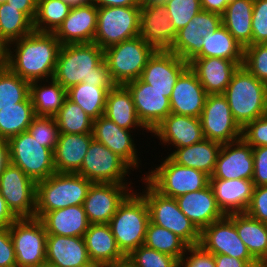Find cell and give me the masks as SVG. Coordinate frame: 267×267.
I'll list each match as a JSON object with an SVG mask.
<instances>
[{
	"mask_svg": "<svg viewBox=\"0 0 267 267\" xmlns=\"http://www.w3.org/2000/svg\"><path fill=\"white\" fill-rule=\"evenodd\" d=\"M202 39L201 51L194 58L217 57L243 61V46L234 39L223 24Z\"/></svg>",
	"mask_w": 267,
	"mask_h": 267,
	"instance_id": "cell-38",
	"label": "cell"
},
{
	"mask_svg": "<svg viewBox=\"0 0 267 267\" xmlns=\"http://www.w3.org/2000/svg\"><path fill=\"white\" fill-rule=\"evenodd\" d=\"M30 96V82L16 75L7 65L0 63L1 107L17 106Z\"/></svg>",
	"mask_w": 267,
	"mask_h": 267,
	"instance_id": "cell-44",
	"label": "cell"
},
{
	"mask_svg": "<svg viewBox=\"0 0 267 267\" xmlns=\"http://www.w3.org/2000/svg\"><path fill=\"white\" fill-rule=\"evenodd\" d=\"M216 267H256V260H241L225 254L214 255Z\"/></svg>",
	"mask_w": 267,
	"mask_h": 267,
	"instance_id": "cell-56",
	"label": "cell"
},
{
	"mask_svg": "<svg viewBox=\"0 0 267 267\" xmlns=\"http://www.w3.org/2000/svg\"><path fill=\"white\" fill-rule=\"evenodd\" d=\"M10 163L20 167L35 183L47 179L56 172L53 150L43 147L28 131L8 140Z\"/></svg>",
	"mask_w": 267,
	"mask_h": 267,
	"instance_id": "cell-10",
	"label": "cell"
},
{
	"mask_svg": "<svg viewBox=\"0 0 267 267\" xmlns=\"http://www.w3.org/2000/svg\"><path fill=\"white\" fill-rule=\"evenodd\" d=\"M30 98L35 115L54 117L67 98V90L54 79L33 81L30 82Z\"/></svg>",
	"mask_w": 267,
	"mask_h": 267,
	"instance_id": "cell-36",
	"label": "cell"
},
{
	"mask_svg": "<svg viewBox=\"0 0 267 267\" xmlns=\"http://www.w3.org/2000/svg\"><path fill=\"white\" fill-rule=\"evenodd\" d=\"M206 251L241 260H255L240 239L235 227V213L225 215L201 231L199 243Z\"/></svg>",
	"mask_w": 267,
	"mask_h": 267,
	"instance_id": "cell-15",
	"label": "cell"
},
{
	"mask_svg": "<svg viewBox=\"0 0 267 267\" xmlns=\"http://www.w3.org/2000/svg\"><path fill=\"white\" fill-rule=\"evenodd\" d=\"M253 149V184L254 186L267 185V146Z\"/></svg>",
	"mask_w": 267,
	"mask_h": 267,
	"instance_id": "cell-54",
	"label": "cell"
},
{
	"mask_svg": "<svg viewBox=\"0 0 267 267\" xmlns=\"http://www.w3.org/2000/svg\"><path fill=\"white\" fill-rule=\"evenodd\" d=\"M17 219L0 194V229L10 227Z\"/></svg>",
	"mask_w": 267,
	"mask_h": 267,
	"instance_id": "cell-58",
	"label": "cell"
},
{
	"mask_svg": "<svg viewBox=\"0 0 267 267\" xmlns=\"http://www.w3.org/2000/svg\"><path fill=\"white\" fill-rule=\"evenodd\" d=\"M210 178L252 179L253 149L242 138L222 144Z\"/></svg>",
	"mask_w": 267,
	"mask_h": 267,
	"instance_id": "cell-22",
	"label": "cell"
},
{
	"mask_svg": "<svg viewBox=\"0 0 267 267\" xmlns=\"http://www.w3.org/2000/svg\"><path fill=\"white\" fill-rule=\"evenodd\" d=\"M202 10L222 15L228 5L227 0H200Z\"/></svg>",
	"mask_w": 267,
	"mask_h": 267,
	"instance_id": "cell-59",
	"label": "cell"
},
{
	"mask_svg": "<svg viewBox=\"0 0 267 267\" xmlns=\"http://www.w3.org/2000/svg\"><path fill=\"white\" fill-rule=\"evenodd\" d=\"M242 63L243 61L217 57L193 58L189 62V67L196 73L207 94L211 95L224 93L233 74Z\"/></svg>",
	"mask_w": 267,
	"mask_h": 267,
	"instance_id": "cell-27",
	"label": "cell"
},
{
	"mask_svg": "<svg viewBox=\"0 0 267 267\" xmlns=\"http://www.w3.org/2000/svg\"><path fill=\"white\" fill-rule=\"evenodd\" d=\"M98 7L89 5L71 8L69 15L53 33L61 45L93 43L97 29Z\"/></svg>",
	"mask_w": 267,
	"mask_h": 267,
	"instance_id": "cell-25",
	"label": "cell"
},
{
	"mask_svg": "<svg viewBox=\"0 0 267 267\" xmlns=\"http://www.w3.org/2000/svg\"><path fill=\"white\" fill-rule=\"evenodd\" d=\"M108 91L107 87H98L82 82L67 90V98L79 105L94 120L105 113Z\"/></svg>",
	"mask_w": 267,
	"mask_h": 267,
	"instance_id": "cell-40",
	"label": "cell"
},
{
	"mask_svg": "<svg viewBox=\"0 0 267 267\" xmlns=\"http://www.w3.org/2000/svg\"><path fill=\"white\" fill-rule=\"evenodd\" d=\"M142 179L146 186L140 194L148 205L150 221L173 232L188 246L198 245L201 231L180 210L175 198L160 194L143 177Z\"/></svg>",
	"mask_w": 267,
	"mask_h": 267,
	"instance_id": "cell-6",
	"label": "cell"
},
{
	"mask_svg": "<svg viewBox=\"0 0 267 267\" xmlns=\"http://www.w3.org/2000/svg\"><path fill=\"white\" fill-rule=\"evenodd\" d=\"M165 1L167 0H141V3L144 4V3H164Z\"/></svg>",
	"mask_w": 267,
	"mask_h": 267,
	"instance_id": "cell-64",
	"label": "cell"
},
{
	"mask_svg": "<svg viewBox=\"0 0 267 267\" xmlns=\"http://www.w3.org/2000/svg\"><path fill=\"white\" fill-rule=\"evenodd\" d=\"M256 267H267V259L258 262V264L256 265Z\"/></svg>",
	"mask_w": 267,
	"mask_h": 267,
	"instance_id": "cell-65",
	"label": "cell"
},
{
	"mask_svg": "<svg viewBox=\"0 0 267 267\" xmlns=\"http://www.w3.org/2000/svg\"><path fill=\"white\" fill-rule=\"evenodd\" d=\"M27 131L34 139L43 143V147L54 151L60 134L55 117L36 115Z\"/></svg>",
	"mask_w": 267,
	"mask_h": 267,
	"instance_id": "cell-49",
	"label": "cell"
},
{
	"mask_svg": "<svg viewBox=\"0 0 267 267\" xmlns=\"http://www.w3.org/2000/svg\"><path fill=\"white\" fill-rule=\"evenodd\" d=\"M48 235L83 237L90 225L83 205L35 213Z\"/></svg>",
	"mask_w": 267,
	"mask_h": 267,
	"instance_id": "cell-31",
	"label": "cell"
},
{
	"mask_svg": "<svg viewBox=\"0 0 267 267\" xmlns=\"http://www.w3.org/2000/svg\"><path fill=\"white\" fill-rule=\"evenodd\" d=\"M71 7L63 0H38L33 29L36 32L54 33L69 15Z\"/></svg>",
	"mask_w": 267,
	"mask_h": 267,
	"instance_id": "cell-42",
	"label": "cell"
},
{
	"mask_svg": "<svg viewBox=\"0 0 267 267\" xmlns=\"http://www.w3.org/2000/svg\"><path fill=\"white\" fill-rule=\"evenodd\" d=\"M245 213L267 224V185L254 186L251 202Z\"/></svg>",
	"mask_w": 267,
	"mask_h": 267,
	"instance_id": "cell-53",
	"label": "cell"
},
{
	"mask_svg": "<svg viewBox=\"0 0 267 267\" xmlns=\"http://www.w3.org/2000/svg\"><path fill=\"white\" fill-rule=\"evenodd\" d=\"M209 185L217 205L225 215L246 212L254 189L252 179L210 178Z\"/></svg>",
	"mask_w": 267,
	"mask_h": 267,
	"instance_id": "cell-30",
	"label": "cell"
},
{
	"mask_svg": "<svg viewBox=\"0 0 267 267\" xmlns=\"http://www.w3.org/2000/svg\"><path fill=\"white\" fill-rule=\"evenodd\" d=\"M132 130L119 127L106 116L93 120V139L108 147L113 153L122 158L134 171L141 165L137 146L134 143ZM140 164V165H139ZM137 167V168H136Z\"/></svg>",
	"mask_w": 267,
	"mask_h": 267,
	"instance_id": "cell-21",
	"label": "cell"
},
{
	"mask_svg": "<svg viewBox=\"0 0 267 267\" xmlns=\"http://www.w3.org/2000/svg\"><path fill=\"white\" fill-rule=\"evenodd\" d=\"M71 8L85 6L93 3V0H63Z\"/></svg>",
	"mask_w": 267,
	"mask_h": 267,
	"instance_id": "cell-62",
	"label": "cell"
},
{
	"mask_svg": "<svg viewBox=\"0 0 267 267\" xmlns=\"http://www.w3.org/2000/svg\"><path fill=\"white\" fill-rule=\"evenodd\" d=\"M189 62L169 50H156L149 58L140 79L152 88L167 93L170 99L174 85Z\"/></svg>",
	"mask_w": 267,
	"mask_h": 267,
	"instance_id": "cell-20",
	"label": "cell"
},
{
	"mask_svg": "<svg viewBox=\"0 0 267 267\" xmlns=\"http://www.w3.org/2000/svg\"><path fill=\"white\" fill-rule=\"evenodd\" d=\"M179 267H216L214 254L206 251L200 244L188 246L179 259Z\"/></svg>",
	"mask_w": 267,
	"mask_h": 267,
	"instance_id": "cell-52",
	"label": "cell"
},
{
	"mask_svg": "<svg viewBox=\"0 0 267 267\" xmlns=\"http://www.w3.org/2000/svg\"><path fill=\"white\" fill-rule=\"evenodd\" d=\"M0 194L18 218H35L36 183L10 163L0 175Z\"/></svg>",
	"mask_w": 267,
	"mask_h": 267,
	"instance_id": "cell-13",
	"label": "cell"
},
{
	"mask_svg": "<svg viewBox=\"0 0 267 267\" xmlns=\"http://www.w3.org/2000/svg\"><path fill=\"white\" fill-rule=\"evenodd\" d=\"M252 45L267 43V0H254Z\"/></svg>",
	"mask_w": 267,
	"mask_h": 267,
	"instance_id": "cell-50",
	"label": "cell"
},
{
	"mask_svg": "<svg viewBox=\"0 0 267 267\" xmlns=\"http://www.w3.org/2000/svg\"><path fill=\"white\" fill-rule=\"evenodd\" d=\"M54 117L60 134H92L93 119L68 98Z\"/></svg>",
	"mask_w": 267,
	"mask_h": 267,
	"instance_id": "cell-43",
	"label": "cell"
},
{
	"mask_svg": "<svg viewBox=\"0 0 267 267\" xmlns=\"http://www.w3.org/2000/svg\"><path fill=\"white\" fill-rule=\"evenodd\" d=\"M46 265L51 267H95L83 237L47 235Z\"/></svg>",
	"mask_w": 267,
	"mask_h": 267,
	"instance_id": "cell-28",
	"label": "cell"
},
{
	"mask_svg": "<svg viewBox=\"0 0 267 267\" xmlns=\"http://www.w3.org/2000/svg\"><path fill=\"white\" fill-rule=\"evenodd\" d=\"M254 0L230 1L222 16V24L245 48L252 45V14Z\"/></svg>",
	"mask_w": 267,
	"mask_h": 267,
	"instance_id": "cell-35",
	"label": "cell"
},
{
	"mask_svg": "<svg viewBox=\"0 0 267 267\" xmlns=\"http://www.w3.org/2000/svg\"><path fill=\"white\" fill-rule=\"evenodd\" d=\"M199 119L206 139L221 144L241 139L242 128L234 120L229 104L223 94L207 96Z\"/></svg>",
	"mask_w": 267,
	"mask_h": 267,
	"instance_id": "cell-14",
	"label": "cell"
},
{
	"mask_svg": "<svg viewBox=\"0 0 267 267\" xmlns=\"http://www.w3.org/2000/svg\"><path fill=\"white\" fill-rule=\"evenodd\" d=\"M131 186V182L129 184L92 183L83 202L89 223L108 224L120 204L133 191Z\"/></svg>",
	"mask_w": 267,
	"mask_h": 267,
	"instance_id": "cell-16",
	"label": "cell"
},
{
	"mask_svg": "<svg viewBox=\"0 0 267 267\" xmlns=\"http://www.w3.org/2000/svg\"><path fill=\"white\" fill-rule=\"evenodd\" d=\"M139 36L155 50L171 49L177 31L163 3L141 4Z\"/></svg>",
	"mask_w": 267,
	"mask_h": 267,
	"instance_id": "cell-19",
	"label": "cell"
},
{
	"mask_svg": "<svg viewBox=\"0 0 267 267\" xmlns=\"http://www.w3.org/2000/svg\"><path fill=\"white\" fill-rule=\"evenodd\" d=\"M34 31L33 22L8 2L0 4V40L5 46Z\"/></svg>",
	"mask_w": 267,
	"mask_h": 267,
	"instance_id": "cell-41",
	"label": "cell"
},
{
	"mask_svg": "<svg viewBox=\"0 0 267 267\" xmlns=\"http://www.w3.org/2000/svg\"><path fill=\"white\" fill-rule=\"evenodd\" d=\"M5 56H6V46L0 40V63L4 62Z\"/></svg>",
	"mask_w": 267,
	"mask_h": 267,
	"instance_id": "cell-63",
	"label": "cell"
},
{
	"mask_svg": "<svg viewBox=\"0 0 267 267\" xmlns=\"http://www.w3.org/2000/svg\"><path fill=\"white\" fill-rule=\"evenodd\" d=\"M237 233L252 257L260 262L267 259V224L246 213H235Z\"/></svg>",
	"mask_w": 267,
	"mask_h": 267,
	"instance_id": "cell-37",
	"label": "cell"
},
{
	"mask_svg": "<svg viewBox=\"0 0 267 267\" xmlns=\"http://www.w3.org/2000/svg\"><path fill=\"white\" fill-rule=\"evenodd\" d=\"M161 160L160 165L143 177L160 194L176 198L209 185L210 176L203 171L179 165L169 156Z\"/></svg>",
	"mask_w": 267,
	"mask_h": 267,
	"instance_id": "cell-7",
	"label": "cell"
},
{
	"mask_svg": "<svg viewBox=\"0 0 267 267\" xmlns=\"http://www.w3.org/2000/svg\"><path fill=\"white\" fill-rule=\"evenodd\" d=\"M8 0H0V4L7 2Z\"/></svg>",
	"mask_w": 267,
	"mask_h": 267,
	"instance_id": "cell-66",
	"label": "cell"
},
{
	"mask_svg": "<svg viewBox=\"0 0 267 267\" xmlns=\"http://www.w3.org/2000/svg\"><path fill=\"white\" fill-rule=\"evenodd\" d=\"M149 222L148 205L133 189L108 223L117 247L125 257L144 244Z\"/></svg>",
	"mask_w": 267,
	"mask_h": 267,
	"instance_id": "cell-4",
	"label": "cell"
},
{
	"mask_svg": "<svg viewBox=\"0 0 267 267\" xmlns=\"http://www.w3.org/2000/svg\"><path fill=\"white\" fill-rule=\"evenodd\" d=\"M60 47L53 33L33 31L6 46L3 63L28 82L46 81L53 79Z\"/></svg>",
	"mask_w": 267,
	"mask_h": 267,
	"instance_id": "cell-1",
	"label": "cell"
},
{
	"mask_svg": "<svg viewBox=\"0 0 267 267\" xmlns=\"http://www.w3.org/2000/svg\"><path fill=\"white\" fill-rule=\"evenodd\" d=\"M35 116L30 96L25 101L17 103V106L1 107L0 139L8 140L27 131Z\"/></svg>",
	"mask_w": 267,
	"mask_h": 267,
	"instance_id": "cell-39",
	"label": "cell"
},
{
	"mask_svg": "<svg viewBox=\"0 0 267 267\" xmlns=\"http://www.w3.org/2000/svg\"><path fill=\"white\" fill-rule=\"evenodd\" d=\"M10 164L9 144L5 139H0V175Z\"/></svg>",
	"mask_w": 267,
	"mask_h": 267,
	"instance_id": "cell-61",
	"label": "cell"
},
{
	"mask_svg": "<svg viewBox=\"0 0 267 267\" xmlns=\"http://www.w3.org/2000/svg\"><path fill=\"white\" fill-rule=\"evenodd\" d=\"M141 6L98 7L93 43L101 49L139 36Z\"/></svg>",
	"mask_w": 267,
	"mask_h": 267,
	"instance_id": "cell-9",
	"label": "cell"
},
{
	"mask_svg": "<svg viewBox=\"0 0 267 267\" xmlns=\"http://www.w3.org/2000/svg\"><path fill=\"white\" fill-rule=\"evenodd\" d=\"M163 4L177 32L202 10L200 0H167Z\"/></svg>",
	"mask_w": 267,
	"mask_h": 267,
	"instance_id": "cell-47",
	"label": "cell"
},
{
	"mask_svg": "<svg viewBox=\"0 0 267 267\" xmlns=\"http://www.w3.org/2000/svg\"><path fill=\"white\" fill-rule=\"evenodd\" d=\"M126 267H179V260L141 245L126 257Z\"/></svg>",
	"mask_w": 267,
	"mask_h": 267,
	"instance_id": "cell-46",
	"label": "cell"
},
{
	"mask_svg": "<svg viewBox=\"0 0 267 267\" xmlns=\"http://www.w3.org/2000/svg\"><path fill=\"white\" fill-rule=\"evenodd\" d=\"M222 25V16L201 10L188 24L177 32L175 42L169 51L190 62L203 46V37Z\"/></svg>",
	"mask_w": 267,
	"mask_h": 267,
	"instance_id": "cell-18",
	"label": "cell"
},
{
	"mask_svg": "<svg viewBox=\"0 0 267 267\" xmlns=\"http://www.w3.org/2000/svg\"><path fill=\"white\" fill-rule=\"evenodd\" d=\"M155 51L137 36L104 49V60L116 85H125L140 78Z\"/></svg>",
	"mask_w": 267,
	"mask_h": 267,
	"instance_id": "cell-8",
	"label": "cell"
},
{
	"mask_svg": "<svg viewBox=\"0 0 267 267\" xmlns=\"http://www.w3.org/2000/svg\"><path fill=\"white\" fill-rule=\"evenodd\" d=\"M38 0H8L7 2L22 11L32 22L36 15Z\"/></svg>",
	"mask_w": 267,
	"mask_h": 267,
	"instance_id": "cell-57",
	"label": "cell"
},
{
	"mask_svg": "<svg viewBox=\"0 0 267 267\" xmlns=\"http://www.w3.org/2000/svg\"><path fill=\"white\" fill-rule=\"evenodd\" d=\"M131 170L132 168L122 158L93 139L81 168L76 173L92 183L128 184L125 176L129 177L128 173Z\"/></svg>",
	"mask_w": 267,
	"mask_h": 267,
	"instance_id": "cell-12",
	"label": "cell"
},
{
	"mask_svg": "<svg viewBox=\"0 0 267 267\" xmlns=\"http://www.w3.org/2000/svg\"><path fill=\"white\" fill-rule=\"evenodd\" d=\"M130 91L138 119L152 133L154 129L171 113L170 99L167 93L152 88L140 78L125 84Z\"/></svg>",
	"mask_w": 267,
	"mask_h": 267,
	"instance_id": "cell-17",
	"label": "cell"
},
{
	"mask_svg": "<svg viewBox=\"0 0 267 267\" xmlns=\"http://www.w3.org/2000/svg\"><path fill=\"white\" fill-rule=\"evenodd\" d=\"M83 239L89 259L94 266H125L126 257L118 249L109 224H90Z\"/></svg>",
	"mask_w": 267,
	"mask_h": 267,
	"instance_id": "cell-24",
	"label": "cell"
},
{
	"mask_svg": "<svg viewBox=\"0 0 267 267\" xmlns=\"http://www.w3.org/2000/svg\"><path fill=\"white\" fill-rule=\"evenodd\" d=\"M178 207L202 231L212 222L225 216L217 205L210 185L175 198Z\"/></svg>",
	"mask_w": 267,
	"mask_h": 267,
	"instance_id": "cell-29",
	"label": "cell"
},
{
	"mask_svg": "<svg viewBox=\"0 0 267 267\" xmlns=\"http://www.w3.org/2000/svg\"><path fill=\"white\" fill-rule=\"evenodd\" d=\"M92 134H59L53 151L57 173H76L83 163Z\"/></svg>",
	"mask_w": 267,
	"mask_h": 267,
	"instance_id": "cell-32",
	"label": "cell"
},
{
	"mask_svg": "<svg viewBox=\"0 0 267 267\" xmlns=\"http://www.w3.org/2000/svg\"><path fill=\"white\" fill-rule=\"evenodd\" d=\"M222 144L203 139L190 146L176 148L168 156L177 164L201 170L211 177Z\"/></svg>",
	"mask_w": 267,
	"mask_h": 267,
	"instance_id": "cell-33",
	"label": "cell"
},
{
	"mask_svg": "<svg viewBox=\"0 0 267 267\" xmlns=\"http://www.w3.org/2000/svg\"><path fill=\"white\" fill-rule=\"evenodd\" d=\"M53 79L65 90L79 83L107 87L116 86L104 60V50L96 43L61 45Z\"/></svg>",
	"mask_w": 267,
	"mask_h": 267,
	"instance_id": "cell-2",
	"label": "cell"
},
{
	"mask_svg": "<svg viewBox=\"0 0 267 267\" xmlns=\"http://www.w3.org/2000/svg\"><path fill=\"white\" fill-rule=\"evenodd\" d=\"M207 96L196 73L188 66L174 85L170 97L171 113L199 118Z\"/></svg>",
	"mask_w": 267,
	"mask_h": 267,
	"instance_id": "cell-23",
	"label": "cell"
},
{
	"mask_svg": "<svg viewBox=\"0 0 267 267\" xmlns=\"http://www.w3.org/2000/svg\"><path fill=\"white\" fill-rule=\"evenodd\" d=\"M242 66L258 80L267 84V43L246 46Z\"/></svg>",
	"mask_w": 267,
	"mask_h": 267,
	"instance_id": "cell-48",
	"label": "cell"
},
{
	"mask_svg": "<svg viewBox=\"0 0 267 267\" xmlns=\"http://www.w3.org/2000/svg\"><path fill=\"white\" fill-rule=\"evenodd\" d=\"M0 267H17L9 227L0 229Z\"/></svg>",
	"mask_w": 267,
	"mask_h": 267,
	"instance_id": "cell-55",
	"label": "cell"
},
{
	"mask_svg": "<svg viewBox=\"0 0 267 267\" xmlns=\"http://www.w3.org/2000/svg\"><path fill=\"white\" fill-rule=\"evenodd\" d=\"M92 182L77 173H57L36 183L35 213L83 205Z\"/></svg>",
	"mask_w": 267,
	"mask_h": 267,
	"instance_id": "cell-5",
	"label": "cell"
},
{
	"mask_svg": "<svg viewBox=\"0 0 267 267\" xmlns=\"http://www.w3.org/2000/svg\"><path fill=\"white\" fill-rule=\"evenodd\" d=\"M109 120L126 130H147L138 119L132 95L125 85H116L108 91L105 113Z\"/></svg>",
	"mask_w": 267,
	"mask_h": 267,
	"instance_id": "cell-34",
	"label": "cell"
},
{
	"mask_svg": "<svg viewBox=\"0 0 267 267\" xmlns=\"http://www.w3.org/2000/svg\"><path fill=\"white\" fill-rule=\"evenodd\" d=\"M144 245L178 260L185 254L188 245L173 232L151 221L147 226Z\"/></svg>",
	"mask_w": 267,
	"mask_h": 267,
	"instance_id": "cell-45",
	"label": "cell"
},
{
	"mask_svg": "<svg viewBox=\"0 0 267 267\" xmlns=\"http://www.w3.org/2000/svg\"><path fill=\"white\" fill-rule=\"evenodd\" d=\"M161 144L182 148L190 146L203 139V129L200 119L170 113L152 132Z\"/></svg>",
	"mask_w": 267,
	"mask_h": 267,
	"instance_id": "cell-26",
	"label": "cell"
},
{
	"mask_svg": "<svg viewBox=\"0 0 267 267\" xmlns=\"http://www.w3.org/2000/svg\"><path fill=\"white\" fill-rule=\"evenodd\" d=\"M223 95L234 120L241 128L267 114V84L258 80L243 66L233 74Z\"/></svg>",
	"mask_w": 267,
	"mask_h": 267,
	"instance_id": "cell-3",
	"label": "cell"
},
{
	"mask_svg": "<svg viewBox=\"0 0 267 267\" xmlns=\"http://www.w3.org/2000/svg\"><path fill=\"white\" fill-rule=\"evenodd\" d=\"M17 267L46 265L47 233L38 218L17 219L10 227Z\"/></svg>",
	"mask_w": 267,
	"mask_h": 267,
	"instance_id": "cell-11",
	"label": "cell"
},
{
	"mask_svg": "<svg viewBox=\"0 0 267 267\" xmlns=\"http://www.w3.org/2000/svg\"><path fill=\"white\" fill-rule=\"evenodd\" d=\"M241 138L252 148L267 146V114L247 123L242 128Z\"/></svg>",
	"mask_w": 267,
	"mask_h": 267,
	"instance_id": "cell-51",
	"label": "cell"
},
{
	"mask_svg": "<svg viewBox=\"0 0 267 267\" xmlns=\"http://www.w3.org/2000/svg\"><path fill=\"white\" fill-rule=\"evenodd\" d=\"M97 7H111V6H141V0H93Z\"/></svg>",
	"mask_w": 267,
	"mask_h": 267,
	"instance_id": "cell-60",
	"label": "cell"
}]
</instances>
